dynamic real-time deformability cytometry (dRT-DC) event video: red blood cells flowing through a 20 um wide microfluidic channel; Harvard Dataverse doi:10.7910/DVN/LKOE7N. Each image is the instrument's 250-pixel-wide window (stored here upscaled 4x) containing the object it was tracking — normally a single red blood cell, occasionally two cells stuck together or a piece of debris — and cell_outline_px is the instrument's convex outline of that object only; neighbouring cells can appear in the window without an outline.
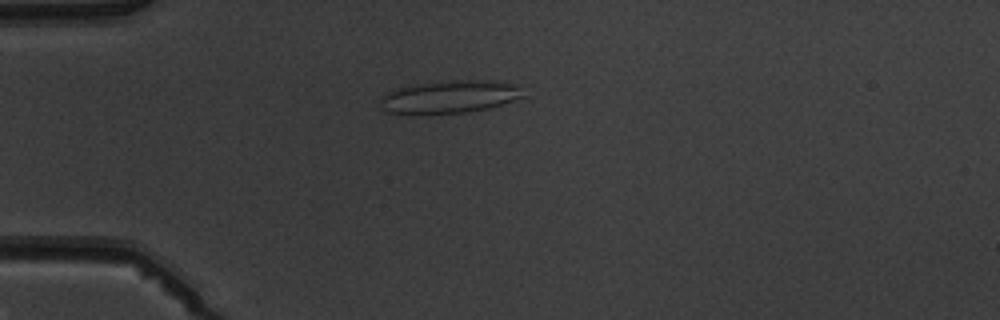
{"species": "common noctule bat (a hibernating species)", "species_latin": "Nyctalus noctula", "temperature_condition": "warm", "stored_images_in_passage": 5, "camera_frame_rate_fps": 3000, "um_per_image_px": 0.085, "animal": {"sex": "male", "body_mass_g": 19.5, "forearm_length_mm": 54.6}, "frame": {"image": 1, "passage_image": 4, "time_ms": 3.667, "image_size_px": [1000, 320], "cell_outline_px": [[528, 96], [488, 108], [468, 112], [388, 112], [380, 108], [380, 96], [392, 88], [416, 84], [452, 80], [488, 80], [524, 84]], "centroid_in_image_um": [38.34, 8.18], "position_along_channel_um": 46.7, "area_um2": 27.51}}